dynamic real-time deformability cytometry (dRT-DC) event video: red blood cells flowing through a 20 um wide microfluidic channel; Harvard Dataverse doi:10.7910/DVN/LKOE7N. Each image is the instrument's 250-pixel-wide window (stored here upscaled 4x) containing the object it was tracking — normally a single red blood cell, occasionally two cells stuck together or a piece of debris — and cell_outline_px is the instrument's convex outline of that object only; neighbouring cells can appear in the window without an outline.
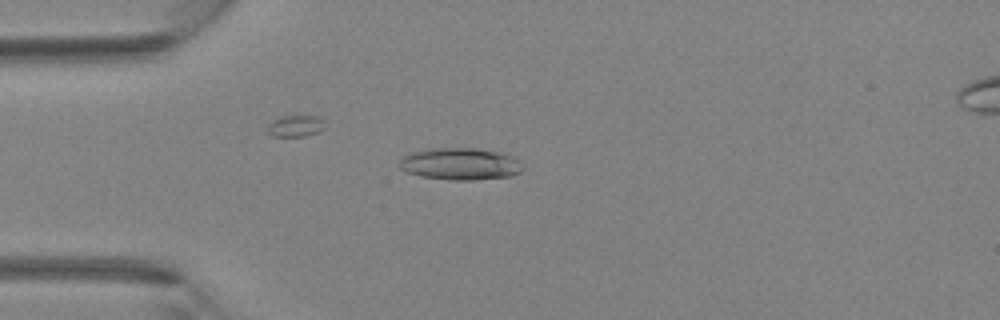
{"species": "Egyptian fruit bat (a non-hibernating species)", "species_latin": "Rousettus aegyptiacus", "temperature_condition": "room temperature", "stored_images_in_passage": 32, "camera_frame_rate_fps": 3000, "um_per_image_px": 0.085, "animal": {"sex": "female"}, "frame": {"image": 1, "passage_image": 2, "time_ms": 0.333, "image_size_px": [1000, 320], "cell_outline_px": [[524, 168], [520, 172], [512, 176], [472, 180], [452, 180], [420, 176], [408, 172], [400, 168], [400, 160], [404, 156], [412, 152], [428, 148], [476, 148], [500, 152], [512, 156]], "centroid_in_image_um": [39.12, 13.93], "position_along_channel_um": 45.9, "area_um2": 22.95}}
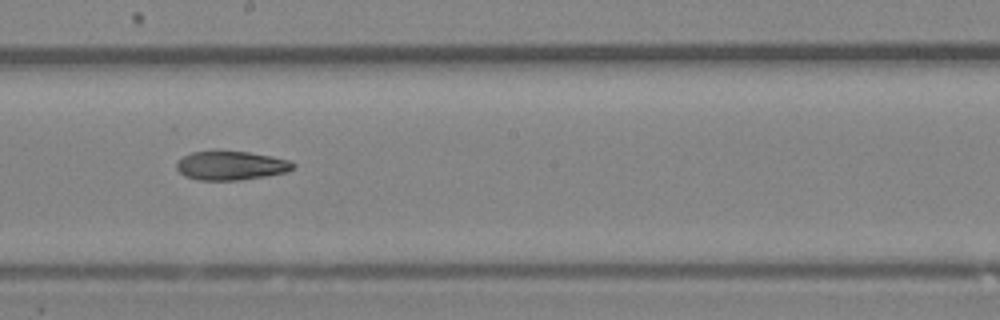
{"frame": {"image": 2, "passage_image": 14, "time_ms": 4.333, "image_size_px": [1000, 320], "cell_outline_px": [[296, 168], [288, 172], [268, 176], [240, 180], [200, 180], [184, 176], [176, 168], [176, 164], [184, 156], [192, 152], [248, 152], [272, 156], [288, 160], [296, 164]], "centroid_in_image_um": [19.7, 14.09], "position_along_channel_um": 228.5, "area_um2": 19.54}}
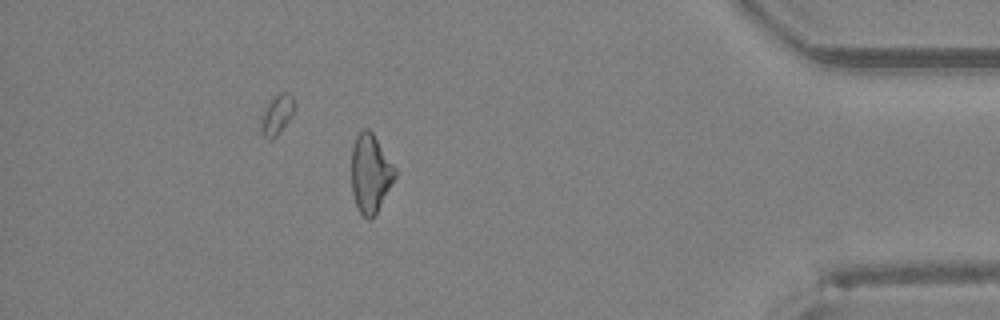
{"frame": {"image": 3, "passage_image": 27, "time_ms": 8.667, "image_size_px": [1000, 320], "cell_outline_px": [[396, 176], [372, 220], [368, 220], [360, 212], [356, 204], [352, 192], [352, 148], [356, 136], [360, 128], [368, 128], [372, 132], [396, 168]], "centroid_in_image_um": [31.48, 14.71], "position_along_channel_um": 403.7, "area_um2": 19.83}}